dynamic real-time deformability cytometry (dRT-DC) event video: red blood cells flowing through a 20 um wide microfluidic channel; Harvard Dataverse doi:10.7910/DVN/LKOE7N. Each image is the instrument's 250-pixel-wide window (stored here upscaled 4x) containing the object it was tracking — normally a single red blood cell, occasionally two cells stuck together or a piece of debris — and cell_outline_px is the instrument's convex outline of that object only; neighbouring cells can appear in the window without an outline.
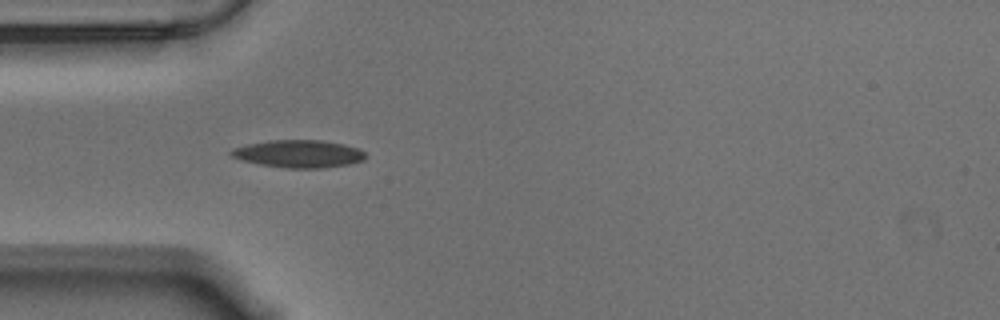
{"species": "Egyptian fruit bat (a non-hibernating species)", "species_latin": "Rousettus aegyptiacus", "temperature_condition": "warm", "stored_images_in_passage": 11, "camera_frame_rate_fps": 3000, "um_per_image_px": 0.085, "animal": {"sex": "male"}, "frame": {"image": 1, "passage_image": 4, "time_ms": 1.0, "image_size_px": [1000, 320], "cell_outline_px": [[364, 160], [348, 164], [324, 168], [288, 168], [260, 164], [244, 160], [232, 156], [228, 152], [232, 148], [248, 144], [268, 140], [320, 140], [344, 144], [356, 148], [364, 152]], "centroid_in_image_um": [25.37, 13.07], "position_along_channel_um": 59.6, "area_um2": 21.39}}
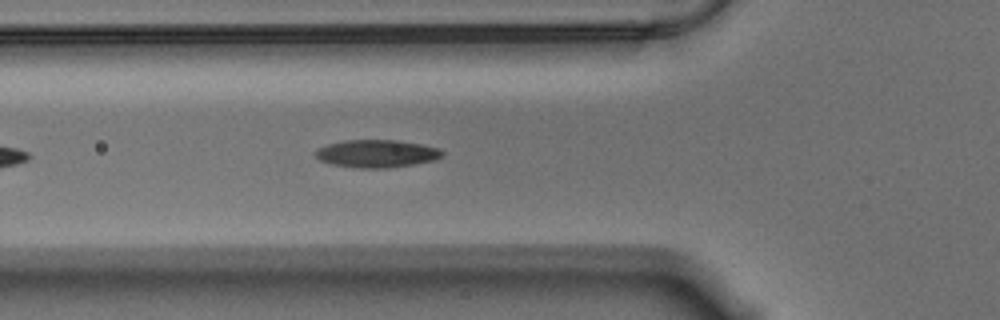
{"frame": {"image": 2, "passage_image": 7, "time_ms": 2.0, "image_size_px": [1000, 320], "cell_outline_px": [[444, 156], [436, 160], [388, 168], [360, 168], [332, 164], [320, 160], [312, 152], [316, 148], [328, 144], [344, 140], [396, 140], [420, 144], [440, 148], [444, 152]], "centroid_in_image_um": [32.02, 13.05], "position_along_channel_um": 93.8, "area_um2": 20.58}}